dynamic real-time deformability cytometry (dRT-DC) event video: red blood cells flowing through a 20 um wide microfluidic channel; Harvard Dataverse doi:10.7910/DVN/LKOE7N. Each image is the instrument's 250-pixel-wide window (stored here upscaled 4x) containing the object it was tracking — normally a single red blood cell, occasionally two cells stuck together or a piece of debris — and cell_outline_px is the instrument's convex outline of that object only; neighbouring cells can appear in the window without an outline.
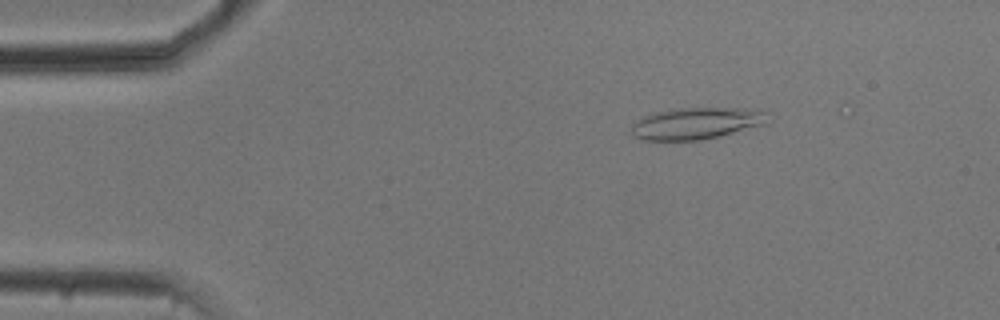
{"species": "common noctule bat (a hibernating species)", "species_latin": "Nyctalus noctula", "temperature_condition": "cold", "stored_images_in_passage": 18, "camera_frame_rate_fps": 3000, "um_per_image_px": 0.085, "animal": {"sex": "male", "body_mass_g": 20.5, "forearm_length_mm": 52.5}, "frame": {"image": 1, "passage_image": 3, "time_ms": 0.667, "image_size_px": [1000, 320], "cell_outline_px": [[772, 120], [768, 124], [704, 140], [640, 140], [632, 136], [632, 124], [644, 116], [656, 112], [672, 108], [760, 108]], "centroid_in_image_um": [59.26, 10.48], "position_along_channel_um": 25.7, "area_um2": 25.72}}
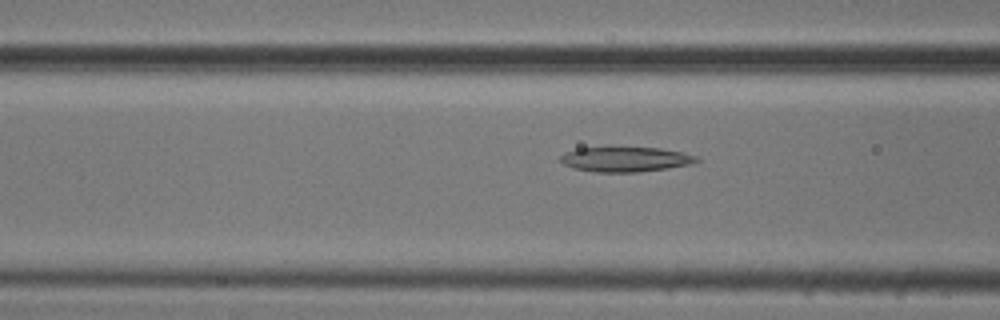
{"frame": {"image": 2, "passage_image": 15, "time_ms": 4.667, "image_size_px": [1000, 320], "cell_outline_px": [[700, 160], [692, 164], [668, 168], [636, 172], [596, 172], [572, 168], [564, 164], [560, 160], [560, 156], [564, 152], [576, 148], [608, 144], [660, 148], [680, 152], [696, 156]], "centroid_in_image_um": [53.08, 13.48], "position_along_channel_um": 113.5, "area_um2": 20.81}}